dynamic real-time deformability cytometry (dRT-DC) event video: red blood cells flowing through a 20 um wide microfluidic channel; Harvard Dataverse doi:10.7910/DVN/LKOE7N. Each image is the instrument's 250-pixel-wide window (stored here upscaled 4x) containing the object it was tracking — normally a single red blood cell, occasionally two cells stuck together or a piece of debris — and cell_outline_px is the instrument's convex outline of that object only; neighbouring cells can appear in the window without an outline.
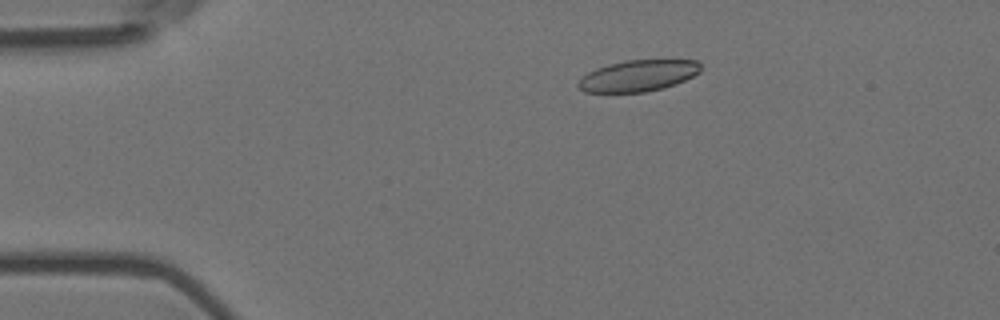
{"species": "Egyptian fruit bat (a non-hibernating species)", "species_latin": "Rousettus aegyptiacus", "temperature_condition": "room temperature", "stored_images_in_passage": 6, "camera_frame_rate_fps": 3000, "um_per_image_px": 0.085, "animal": {"sex": "female"}, "frame": {"image": 1, "passage_image": 2, "time_ms": 0.333, "image_size_px": [1000, 320], "cell_outline_px": [[700, 72], [676, 84], [664, 88], [644, 92], [584, 92], [576, 84], [580, 76], [596, 68], [608, 64], [624, 60], [700, 60]], "centroid_in_image_um": [54.21, 6.43], "position_along_channel_um": 30.8, "area_um2": 22.48}}
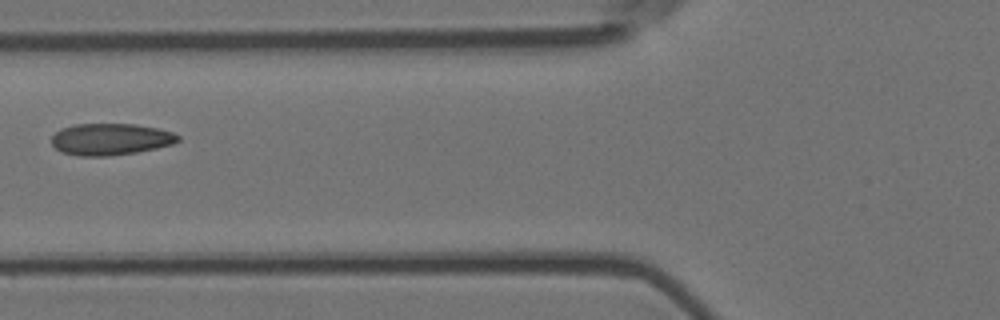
{"frame": {"image": 2, "passage_image": 5, "time_ms": 1.333, "image_size_px": [1000, 320], "cell_outline_px": [[180, 140], [172, 144], [156, 148], [136, 152], [108, 156], [80, 156], [60, 152], [52, 144], [52, 136], [56, 132], [64, 128], [76, 124], [136, 124], [156, 128], [172, 132], [180, 136]], "centroid_in_image_um": [9.4, 11.84], "position_along_channel_um": 116.4, "area_um2": 23.24}}
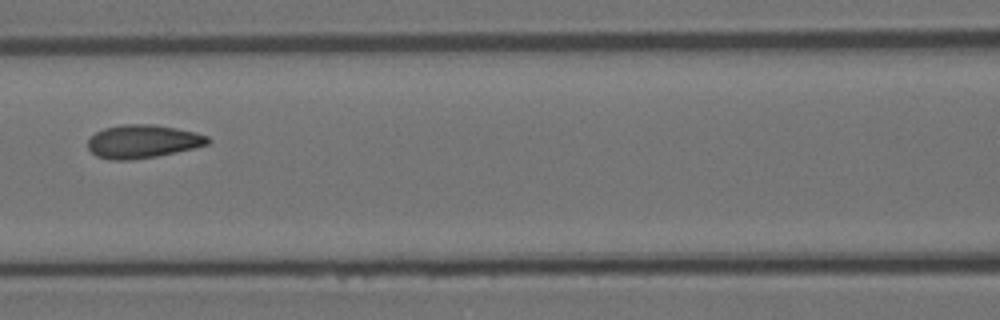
{"frame": {"image": 3, "passage_image": 6, "time_ms": 1.667, "image_size_px": [1000, 320], "cell_outline_px": [[212, 140], [208, 144], [176, 152], [156, 156], [132, 160], [112, 160], [96, 156], [88, 148], [88, 140], [96, 132], [104, 128], [124, 124], [152, 124], [176, 128], [196, 132], [208, 136]], "centroid_in_image_um": [12.14, 12.02], "position_along_channel_um": 154.5, "area_um2": 23.24}}